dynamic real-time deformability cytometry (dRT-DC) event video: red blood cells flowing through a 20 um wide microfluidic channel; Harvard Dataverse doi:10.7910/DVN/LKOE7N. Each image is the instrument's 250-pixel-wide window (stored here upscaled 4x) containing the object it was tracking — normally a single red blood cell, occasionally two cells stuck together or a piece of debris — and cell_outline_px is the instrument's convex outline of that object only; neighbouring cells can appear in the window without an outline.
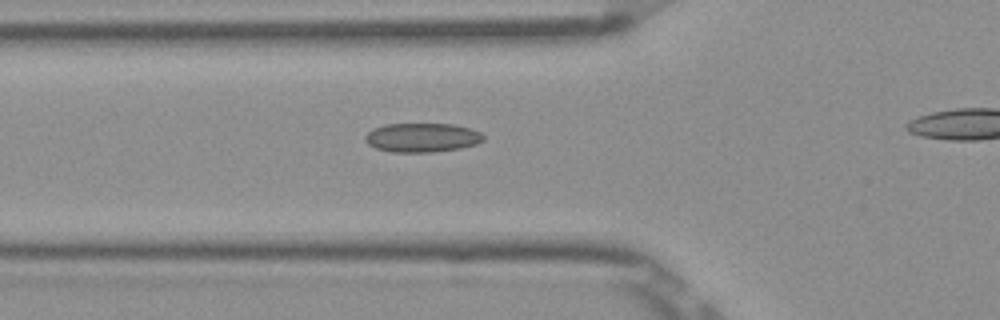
{"species": "Egyptian fruit bat (a non-hibernating species)", "species_latin": "Rousettus aegyptiacus", "temperature_condition": "room temperature", "stored_images_in_passage": 28, "camera_frame_rate_fps": 3000, "um_per_image_px": 0.085, "frame": {"image": 1, "passage_image": 2, "time_ms": 0.333, "image_size_px": [1000, 320], "cell_outline_px": [[484, 140], [476, 144], [460, 148], [432, 152], [392, 152], [376, 148], [368, 144], [364, 140], [364, 136], [372, 128], [384, 124], [452, 124], [472, 128], [480, 132], [484, 136]], "centroid_in_image_um": [35.86, 11.69], "position_along_channel_um": 89.9, "area_um2": 20.17}}
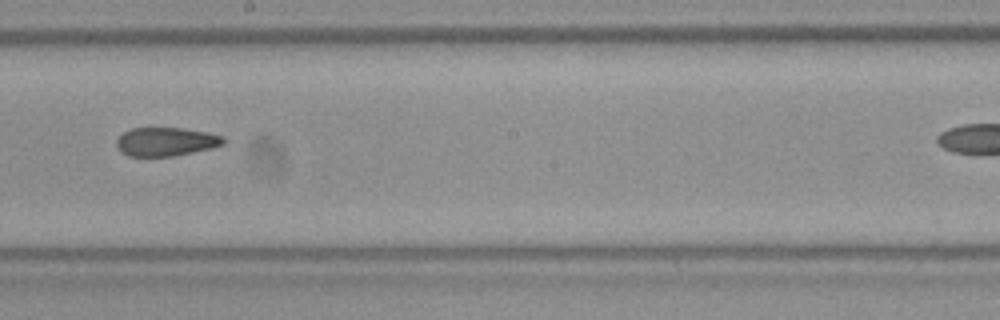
{"frame": {"image": 2, "passage_image": 13, "time_ms": 4.0, "image_size_px": [1000, 320], "cell_outline_px": [[224, 144], [212, 148], [172, 156], [128, 156], [120, 152], [116, 144], [116, 140], [124, 132], [132, 128], [184, 128], [208, 132], [224, 136]], "centroid_in_image_um": [14.11, 12.04], "position_along_channel_um": 234.1, "area_um2": 17.86}}
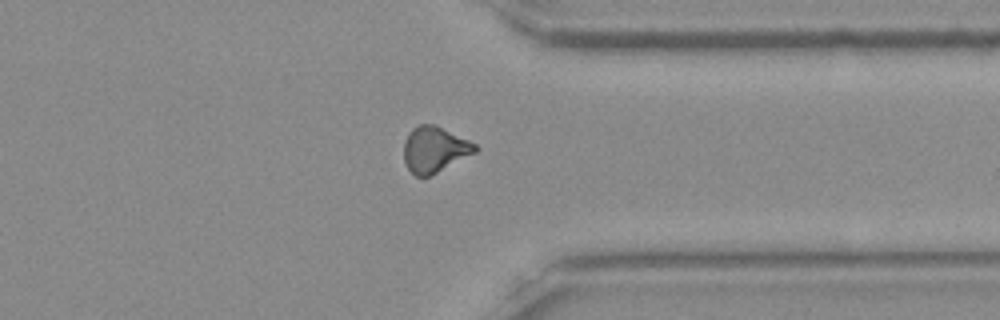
{"frame": {"image": 3, "passage_image": 24, "time_ms": 7.667, "image_size_px": [1000, 320], "cell_outline_px": [[480, 148], [476, 152], [428, 176], [416, 176], [408, 168], [404, 160], [404, 140], [412, 128], [420, 124], [436, 124], [476, 144]], "centroid_in_image_um": [36.93, 12.67], "position_along_channel_um": 374.5, "area_um2": 18.84}}